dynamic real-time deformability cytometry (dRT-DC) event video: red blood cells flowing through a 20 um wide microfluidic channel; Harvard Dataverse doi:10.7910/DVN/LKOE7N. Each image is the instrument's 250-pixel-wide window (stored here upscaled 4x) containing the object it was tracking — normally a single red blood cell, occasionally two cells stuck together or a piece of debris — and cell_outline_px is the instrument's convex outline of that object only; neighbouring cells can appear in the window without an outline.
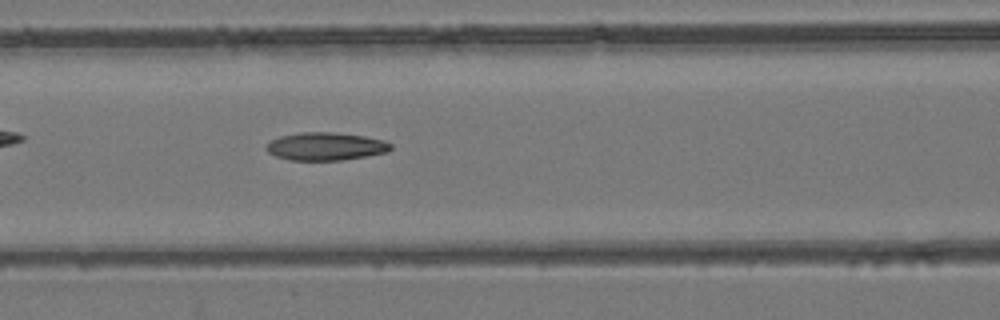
{"species": "common noctule bat (a hibernating species)", "species_latin": "Nyctalus noctula", "temperature_condition": "room temperature", "stored_images_in_passage": 40, "camera_frame_rate_fps": 3000, "um_per_image_px": 0.085, "animal": {"sex": "female", "body_mass_g": 24.6, "forearm_length_mm": 56.2}, "frame": {"image": 1, "passage_image": 16, "time_ms": 5.0, "image_size_px": [1000, 320], "cell_outline_px": [[392, 148], [388, 152], [344, 160], [288, 160], [276, 156], [268, 152], [264, 148], [264, 144], [268, 140], [280, 136], [300, 132], [336, 132], [364, 136], [384, 140], [392, 144]], "centroid_in_image_um": [27.64, 12.44], "position_along_channel_um": 139.0, "area_um2": 20.58}}
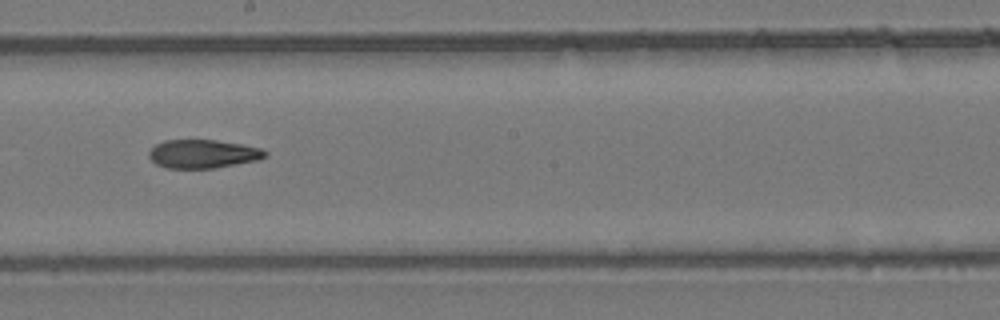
{"frame": {"image": 2, "passage_image": 23, "time_ms": 7.333, "image_size_px": [1000, 320], "cell_outline_px": [[268, 156], [260, 160], [212, 168], [168, 168], [156, 164], [148, 156], [148, 152], [156, 144], [164, 140], [216, 140], [240, 144], [260, 148], [268, 152]], "centroid_in_image_um": [17.27, 13.08], "position_along_channel_um": 230.9, "area_um2": 19.31}}
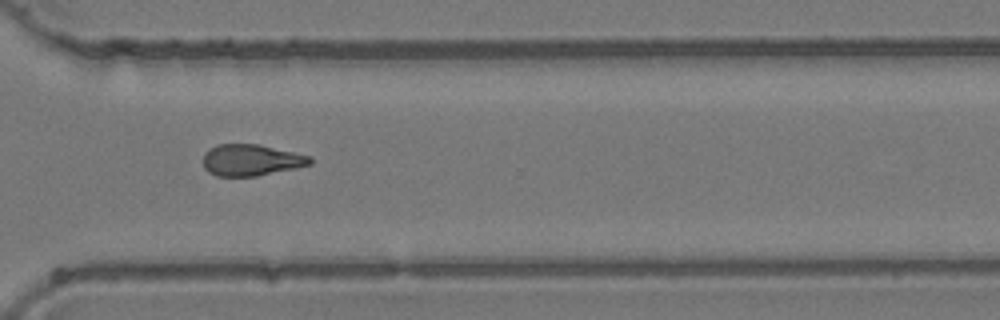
{"frame": {"image": 3, "passage_image": 32, "time_ms": 10.333, "image_size_px": [1000, 320], "cell_outline_px": [[312, 164], [296, 168], [256, 176], [216, 176], [208, 172], [204, 168], [204, 152], [208, 148], [216, 144], [256, 144], [292, 152], [308, 156], [312, 160]], "centroid_in_image_um": [21.29, 13.61], "position_along_channel_um": 349.3, "area_um2": 19.48}, "authors_computed_cell_mechanics": {"area_um2": 20.2011, "velocity_mm_per_s": 3.949, "shape_relaxation_time_tau1_ms": null, "shape_relaxation_time_tau2_ms": 6.5686, "deformation_change_tau1": null, "deformation_change_tau2": 0.1692}}